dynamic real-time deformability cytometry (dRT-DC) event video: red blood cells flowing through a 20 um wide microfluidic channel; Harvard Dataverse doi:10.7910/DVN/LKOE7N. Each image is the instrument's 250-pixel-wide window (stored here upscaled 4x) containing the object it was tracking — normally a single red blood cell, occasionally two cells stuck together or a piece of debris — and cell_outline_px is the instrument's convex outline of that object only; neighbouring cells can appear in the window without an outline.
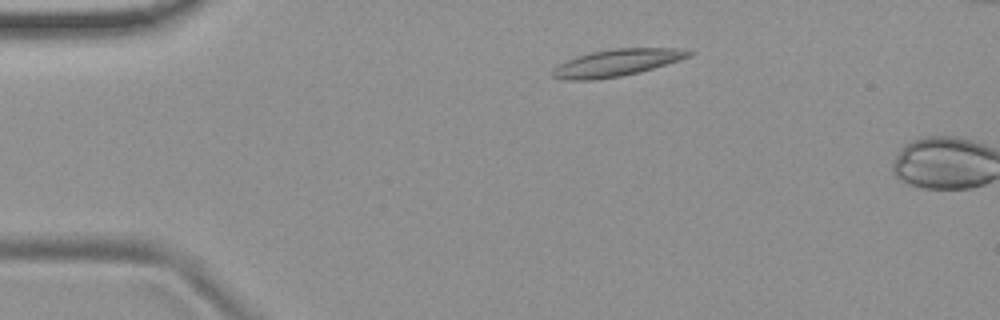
{"species": "common noctule bat (a hibernating species)", "species_latin": "Nyctalus noctula", "temperature_condition": "room temperature", "stored_images_in_passage": 9, "camera_frame_rate_fps": 3000, "um_per_image_px": 0.085, "animal": {"sex": "female", "body_mass_g": 19.9}, "frame": {"image": 1, "passage_image": 7, "time_ms": 2.0, "image_size_px": [1000, 320], "cell_outline_px": [[696, 52], [692, 56], [640, 72], [620, 76], [592, 80], [564, 80], [552, 76], [552, 68], [556, 64], [576, 56], [592, 52], [612, 48], [684, 48]], "centroid_in_image_um": [52.42, 5.32], "position_along_channel_um": 32.6, "area_um2": 21.68}}